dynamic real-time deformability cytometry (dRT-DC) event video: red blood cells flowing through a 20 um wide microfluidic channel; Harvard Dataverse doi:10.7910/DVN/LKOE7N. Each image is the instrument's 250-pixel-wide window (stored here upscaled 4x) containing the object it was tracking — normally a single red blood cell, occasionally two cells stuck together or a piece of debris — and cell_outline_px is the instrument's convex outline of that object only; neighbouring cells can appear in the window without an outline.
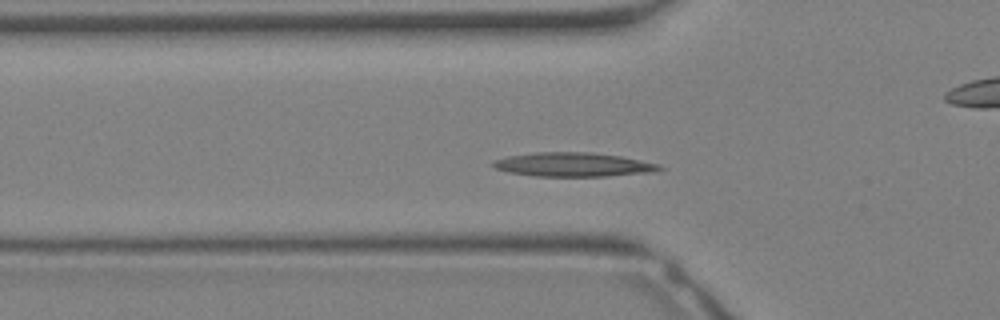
{"species": "Egyptian fruit bat (a non-hibernating species)", "species_latin": "Rousettus aegyptiacus", "temperature_condition": "warm", "stored_images_in_passage": 18, "camera_frame_rate_fps": 3000, "um_per_image_px": 0.085, "animal": {"sex": "female"}, "frame": {"image": 1, "passage_image": 8, "time_ms": 2.333, "image_size_px": [1000, 320], "cell_outline_px": [[664, 168], [656, 172], [608, 176], [536, 176], [508, 172], [496, 168], [492, 164], [492, 160], [508, 156], [536, 152], [592, 152], [620, 156], [660, 164]], "centroid_in_image_um": [48.76, 13.99], "position_along_channel_um": 77.0, "area_um2": 23.35}}
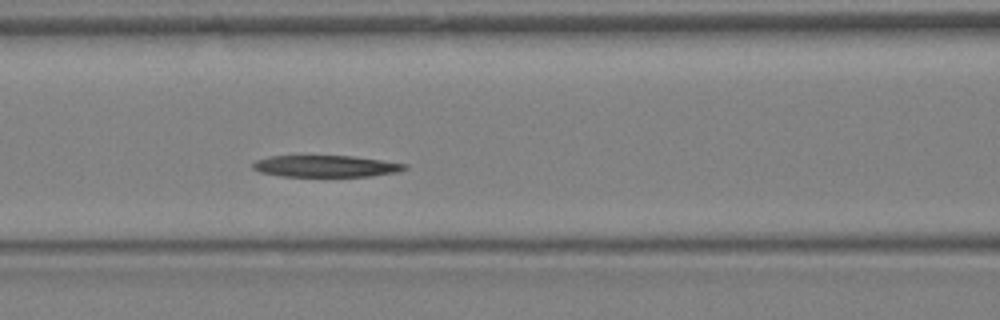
{"frame": {"image": 2, "passage_image": 11, "time_ms": 3.333, "image_size_px": [1000, 320], "cell_outline_px": [[408, 168], [396, 172], [372, 176], [280, 176], [260, 172], [252, 168], [252, 164], [256, 160], [268, 156], [352, 156], [408, 164]], "centroid_in_image_um": [27.67, 14.12], "position_along_channel_um": 138.9, "area_um2": 19.07}}
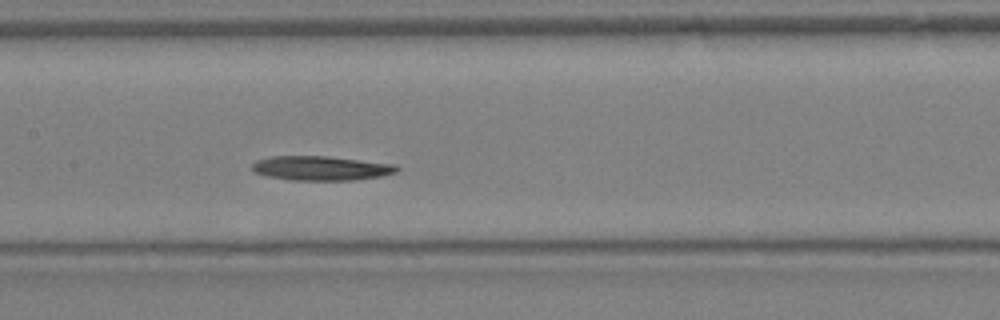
{"frame": {"image": 3, "passage_image": 13, "time_ms": 4.0, "image_size_px": [1000, 320], "cell_outline_px": [[400, 168], [396, 172], [384, 176], [352, 180], [292, 180], [268, 176], [256, 172], [252, 168], [252, 164], [256, 160], [272, 156], [328, 156], [396, 164]], "centroid_in_image_um": [27.33, 14.29], "position_along_channel_um": 180.1, "area_um2": 20.58}}